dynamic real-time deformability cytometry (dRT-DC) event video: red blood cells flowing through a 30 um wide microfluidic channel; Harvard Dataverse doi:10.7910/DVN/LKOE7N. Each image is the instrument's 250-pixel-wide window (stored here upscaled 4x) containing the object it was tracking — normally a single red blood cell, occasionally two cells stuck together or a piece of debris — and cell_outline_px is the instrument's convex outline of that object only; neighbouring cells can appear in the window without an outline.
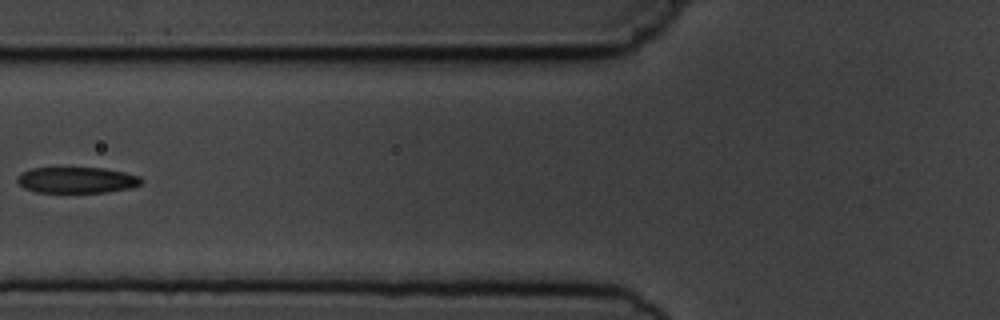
{"species": "common noctule bat (a hibernating species)", "species_latin": "Nyctalus noctula", "temperature_condition": "cold", "stored_images_in_passage": 10, "camera_frame_rate_fps": 3000, "um_per_image_px": 0.085, "animal": {"sex": "male", "body_mass_g": 19.5, "forearm_length_mm": 54.6}, "frame": {"image": 1, "passage_image": 5, "time_ms": 6.0, "image_size_px": [1000, 320], "cell_outline_px": [[144, 180], [140, 184], [132, 188], [104, 192], [36, 192], [24, 188], [16, 180], [16, 176], [20, 172], [32, 168], [104, 168], [124, 172], [140, 176]], "centroid_in_image_um": [6.52, 15.3], "position_along_channel_um": 119.3, "area_um2": 18.9}}
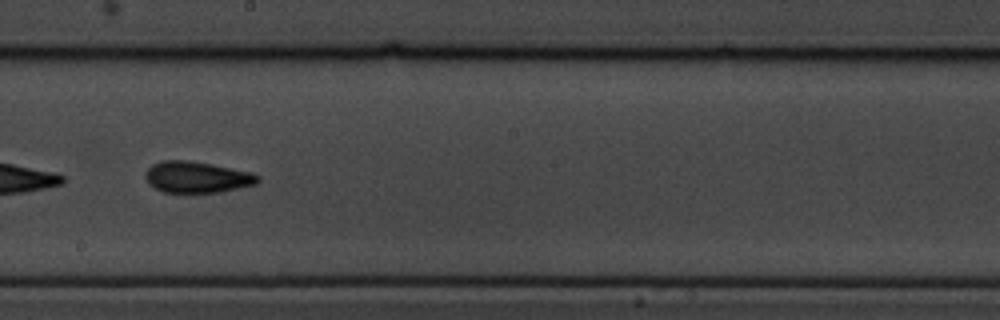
{"frame": {"image": 2, "passage_image": 8, "time_ms": 9.0, "image_size_px": [1000, 320], "cell_outline_px": [[260, 180], [256, 184], [220, 192], [164, 192], [148, 184], [144, 176], [144, 172], [152, 164], [160, 160], [188, 160], [212, 164], [252, 172], [260, 176]], "centroid_in_image_um": [16.72, 15.04], "position_along_channel_um": 231.5, "area_um2": 20.63}}
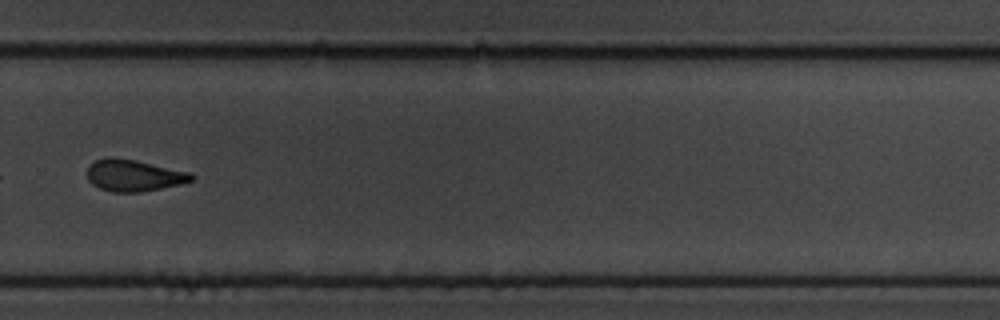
{"frame": {"image": 3, "passage_image": 10, "time_ms": 11.333, "image_size_px": [1000, 320], "cell_outline_px": [[196, 176], [192, 180], [180, 184], [140, 192], [112, 192], [100, 188], [92, 184], [88, 180], [88, 168], [96, 160], [112, 156], [136, 160], [192, 172]], "centroid_in_image_um": [11.4, 14.9], "position_along_channel_um": 318.4, "area_um2": 19.25}}